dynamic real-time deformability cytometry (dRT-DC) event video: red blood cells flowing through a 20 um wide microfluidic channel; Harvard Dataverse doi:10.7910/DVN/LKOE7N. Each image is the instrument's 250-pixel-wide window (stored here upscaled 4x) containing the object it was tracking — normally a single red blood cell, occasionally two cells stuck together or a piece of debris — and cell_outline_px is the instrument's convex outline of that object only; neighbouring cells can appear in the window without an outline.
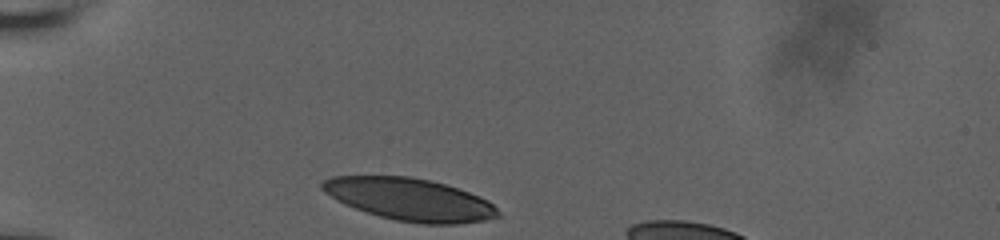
{"species": "human", "species_latin": "Homo sapiens", "temperature_condition": "room temperature", "stored_images_in_passage": 32, "camera_frame_rate_fps": 3000, "um_per_image_px": 0.085, "donor": {"sex": "male"}, "frame": {"image": 1, "passage_image": 1, "time_ms": 0.0, "image_size_px": [1000, 240], "cell_outline_px": [[500, 216], [484, 220], [456, 224], [424, 224], [396, 220], [380, 216], [344, 204], [336, 200], [324, 192], [320, 188], [320, 184], [324, 180], [332, 176], [412, 176], [444, 184], [468, 192], [488, 200], [500, 212]], "centroid_in_image_um": [34.8, 16.94], "position_along_channel_um": 50.2, "area_um2": 43.12}}
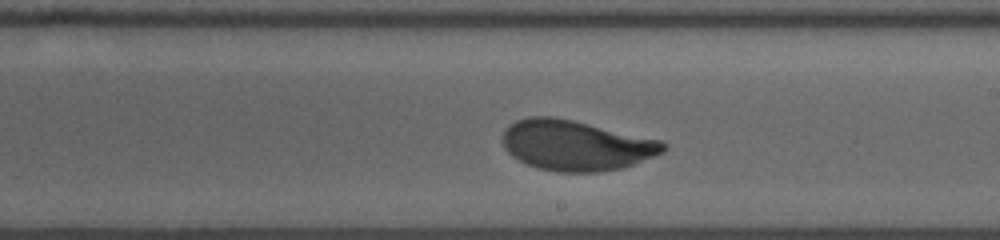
{"frame": {"image": 2, "passage_image": 19, "time_ms": 6.0, "image_size_px": [1000, 240], "cell_outline_px": [[668, 148], [664, 152], [632, 164], [620, 168], [600, 172], [556, 172], [536, 168], [512, 156], [504, 148], [504, 132], [516, 120], [528, 116], [552, 116], [572, 120], [660, 140], [668, 144]], "centroid_in_image_um": [48.96, 12.36], "position_along_channel_um": 240.0, "area_um2": 46.76}}
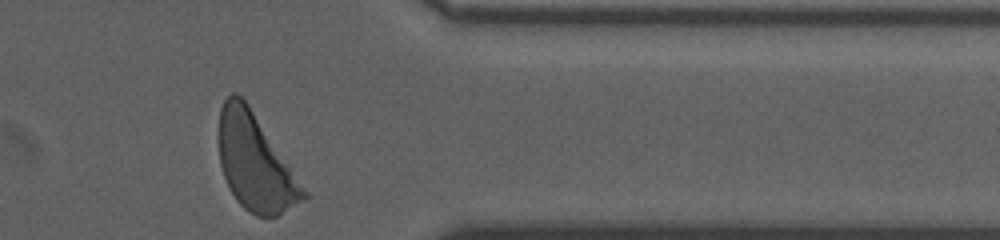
{"frame": {"image": 3, "passage_image": 32, "time_ms": 10.333, "image_size_px": [1000, 240], "cell_outline_px": [[308, 196], [304, 200], [276, 216], [256, 216], [248, 212], [236, 200], [224, 176], [220, 164], [220, 108], [224, 100], [232, 92], [236, 92], [248, 104], [308, 192]], "centroid_in_image_um": [21.7, 13.83], "position_along_channel_um": 389.7, "area_um2": 46.59}, "authors_computed_cell_mechanics": {"area_um2": 46.6735, "velocity_mm_per_s": 3.6681, "shape_relaxation_time_tau1_ms": 3.9868, "shape_relaxation_time_tau2_ms": null, "deformation_change_tau1": 0.1774, "deformation_change_tau2": null}}